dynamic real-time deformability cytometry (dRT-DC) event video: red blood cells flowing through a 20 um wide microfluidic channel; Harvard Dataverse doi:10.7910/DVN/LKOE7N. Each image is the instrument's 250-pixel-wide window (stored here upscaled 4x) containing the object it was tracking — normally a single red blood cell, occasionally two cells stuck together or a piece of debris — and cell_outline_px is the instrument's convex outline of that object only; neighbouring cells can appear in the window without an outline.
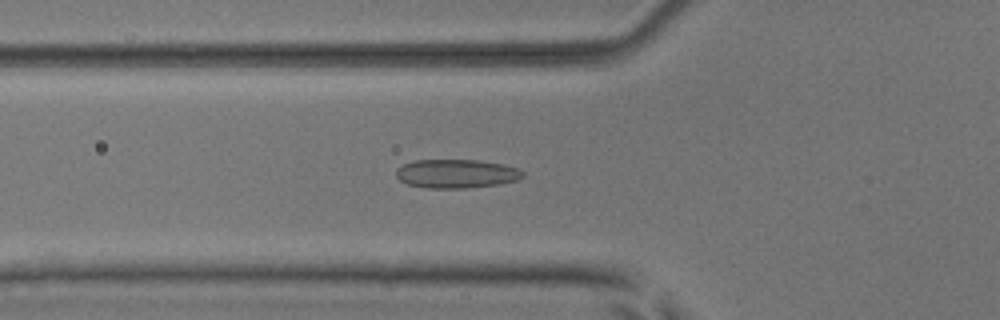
{"species": "common noctule bat (a hibernating species)", "species_latin": "Nyctalus noctula", "temperature_condition": "room temperature", "stored_images_in_passage": 54, "camera_frame_rate_fps": 3000, "um_per_image_px": 0.085, "animal": {"sex": "male", "body_mass_g": 17.9, "forearm_length_mm": 54.2}, "frame": {"image": 1, "passage_image": 20, "time_ms": 6.333, "image_size_px": [1000, 320], "cell_outline_px": [[524, 176], [516, 180], [500, 184], [468, 188], [424, 188], [408, 184], [400, 180], [396, 176], [396, 168], [404, 164], [416, 160], [480, 160], [504, 164], [520, 168], [524, 172]], "centroid_in_image_um": [38.82, 14.76], "position_along_channel_um": 87.0, "area_um2": 21.44}}
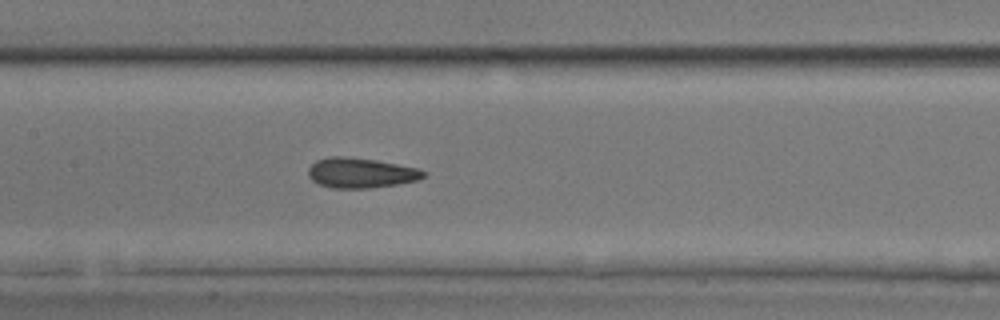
{"frame": {"image": 2, "passage_image": 27, "time_ms": 8.667, "image_size_px": [1000, 320], "cell_outline_px": [[424, 176], [416, 180], [396, 184], [368, 188], [332, 188], [320, 184], [312, 180], [308, 176], [308, 168], [316, 160], [328, 156], [344, 156], [376, 160], [416, 168], [424, 172]], "centroid_in_image_um": [30.59, 14.69], "position_along_channel_um": 176.8, "area_um2": 19.94}}
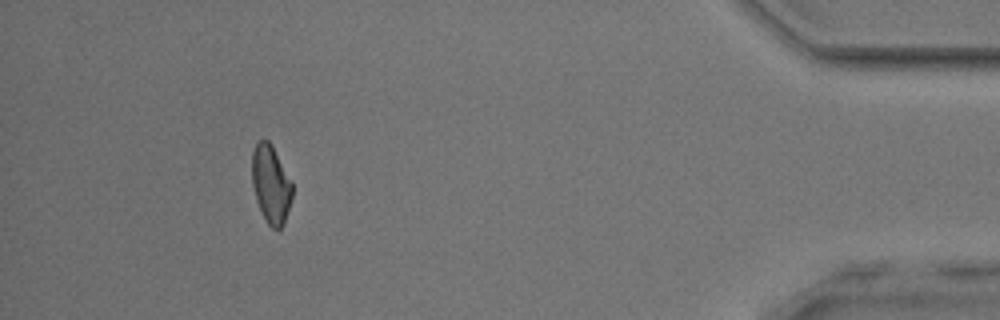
{"frame": {"image": 3, "passage_image": 50, "time_ms": 16.333, "image_size_px": [1000, 320], "cell_outline_px": [[292, 196], [284, 224], [280, 228], [272, 228], [268, 224], [256, 200], [252, 184], [252, 152], [256, 140], [268, 140], [272, 144], [292, 180]], "centroid_in_image_um": [23.03, 15.61], "position_along_channel_um": 412.2, "area_um2": 18.44}, "authors_computed_cell_mechanics": {"area_um2": 19.941, "velocity_mm_per_s": 3.8344, "shape_relaxation_time_tau1_ms": 6.2149, "shape_relaxation_time_tau2_ms": 2.9514, "deformation_change_tau1": 0.1201, "deformation_change_tau2": 0.1192}}